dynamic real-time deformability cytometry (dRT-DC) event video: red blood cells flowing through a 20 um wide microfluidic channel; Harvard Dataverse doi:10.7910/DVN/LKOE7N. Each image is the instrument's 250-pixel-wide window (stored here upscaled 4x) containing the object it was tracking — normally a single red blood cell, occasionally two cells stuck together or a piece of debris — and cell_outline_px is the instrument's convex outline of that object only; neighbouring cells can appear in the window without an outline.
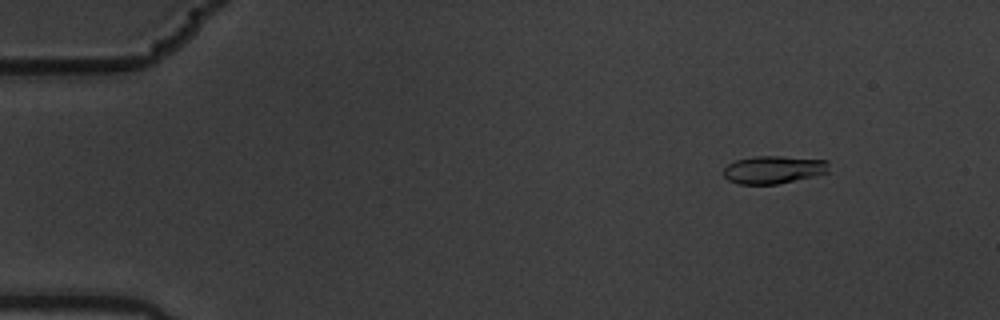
{"species": "common noctule bat (a hibernating species)", "species_latin": "Nyctalus noctula", "temperature_condition": "warm", "stored_images_in_passage": 5, "camera_frame_rate_fps": 3000, "um_per_image_px": 0.085, "animal": {"sex": "male", "body_mass_g": 19.5, "forearm_length_mm": 54.6}, "frame": {"image": 1, "passage_image": 2, "time_ms": 0.333, "image_size_px": [1000, 320], "cell_outline_px": [[828, 172], [812, 176], [776, 184], [740, 184], [728, 180], [724, 176], [724, 168], [728, 164], [736, 160], [756, 156], [780, 156], [828, 160]], "centroid_in_image_um": [65.73, 14.41], "position_along_channel_um": 19.3, "area_um2": 16.88}}
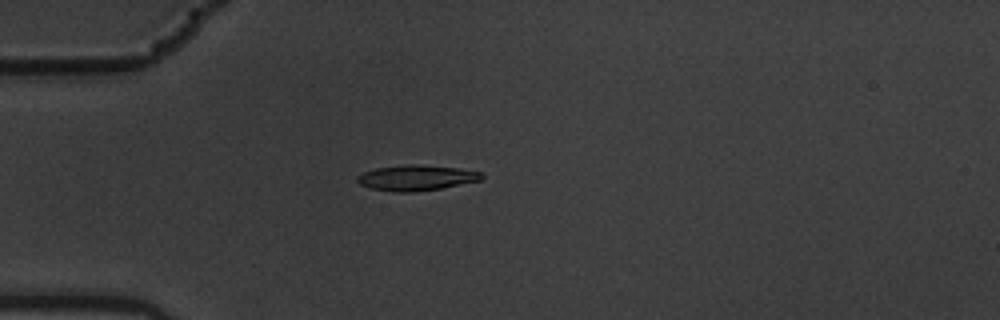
{"frame": {"image": 2, "passage_image": 5, "time_ms": 1.333, "image_size_px": [1000, 320], "cell_outline_px": [[484, 176], [480, 180], [440, 188], [412, 192], [396, 192], [368, 188], [360, 184], [356, 180], [356, 176], [364, 172], [376, 168], [408, 164], [416, 164], [456, 168], [480, 172]], "centroid_in_image_um": [35.32, 15.11], "position_along_channel_um": 49.7, "area_um2": 18.26}}